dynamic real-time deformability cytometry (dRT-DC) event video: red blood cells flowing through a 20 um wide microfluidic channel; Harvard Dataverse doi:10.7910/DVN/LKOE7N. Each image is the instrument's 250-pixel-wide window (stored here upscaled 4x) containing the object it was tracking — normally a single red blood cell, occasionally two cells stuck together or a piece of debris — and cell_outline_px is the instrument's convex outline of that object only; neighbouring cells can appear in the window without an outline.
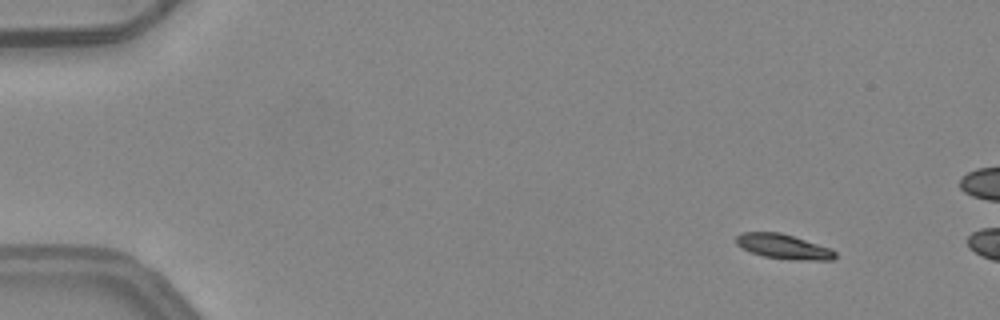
{"species": "common noctule bat (a hibernating species)", "species_latin": "Nyctalus noctula", "temperature_condition": "warm", "stored_images_in_passage": 5, "camera_frame_rate_fps": 3000, "um_per_image_px": 0.085, "animal": {"sex": "female", "body_mass_g": 24.6, "forearm_length_mm": 56.2}, "frame": {"image": 1, "passage_image": 1, "time_ms": 0.0, "image_size_px": [1000, 320], "cell_outline_px": [[836, 256], [832, 260], [792, 260], [764, 256], [740, 248], [736, 244], [736, 236], [740, 232], [780, 232], [832, 248], [836, 252]], "centroid_in_image_um": [66.59, 20.95], "position_along_channel_um": 18.4, "area_um2": 14.39}}